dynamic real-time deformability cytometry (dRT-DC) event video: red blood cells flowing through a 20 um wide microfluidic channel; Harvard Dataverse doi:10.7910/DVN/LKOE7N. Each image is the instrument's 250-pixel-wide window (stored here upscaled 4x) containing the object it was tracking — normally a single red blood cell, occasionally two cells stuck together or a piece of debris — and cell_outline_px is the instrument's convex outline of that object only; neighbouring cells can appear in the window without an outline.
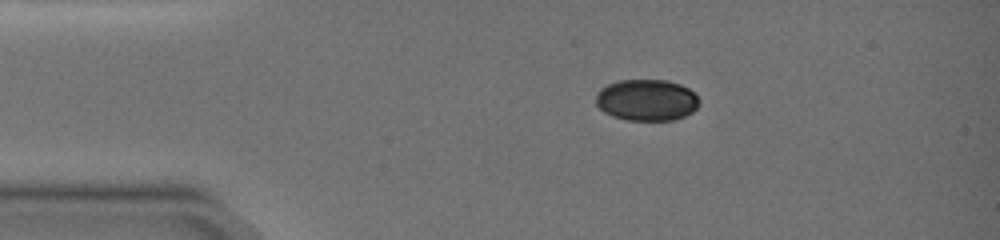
{"species": "common noctule bat (a hibernating species)", "species_latin": "Nyctalus noctula", "temperature_condition": "warm", "stored_images_in_passage": 4, "camera_frame_rate_fps": 3000, "um_per_image_px": 0.085, "animal": {"sex": "female", "body_mass_g": 19.0, "forearm_length_mm": 51.5}, "frame": {"image": 1, "passage_image": 1, "time_ms": 0.0, "image_size_px": [1000, 240], "cell_outline_px": [[700, 104], [692, 112], [684, 116], [672, 120], [628, 120], [612, 116], [604, 112], [596, 104], [596, 92], [600, 88], [608, 84], [620, 80], [668, 80], [680, 84], [688, 88], [700, 100]], "centroid_in_image_um": [54.96, 8.5], "position_along_channel_um": 30.0, "area_um2": 25.03}}